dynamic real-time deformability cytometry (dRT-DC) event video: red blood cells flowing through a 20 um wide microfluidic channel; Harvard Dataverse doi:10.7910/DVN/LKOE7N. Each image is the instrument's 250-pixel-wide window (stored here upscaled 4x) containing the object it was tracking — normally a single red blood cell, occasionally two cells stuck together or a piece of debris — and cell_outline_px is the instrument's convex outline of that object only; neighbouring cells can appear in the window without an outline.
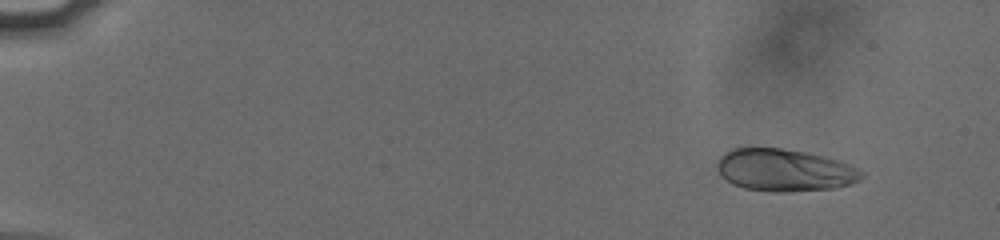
{"species": "human", "species_latin": "Homo sapiens", "temperature_condition": "cold", "stored_images_in_passage": 56, "camera_frame_rate_fps": 3000, "um_per_image_px": 0.085, "donor": {"sex": "male"}, "frame": {"image": 1, "passage_image": 6, "time_ms": 1.667, "image_size_px": [1000, 240], "cell_outline_px": [[864, 176], [860, 180], [852, 184], [836, 188], [784, 192], [776, 192], [744, 188], [732, 184], [720, 176], [716, 168], [716, 160], [724, 152], [732, 148], [780, 148], [808, 152], [840, 160], [864, 172]], "centroid_in_image_um": [66.67, 14.46], "position_along_channel_um": 18.3, "area_um2": 36.07}}
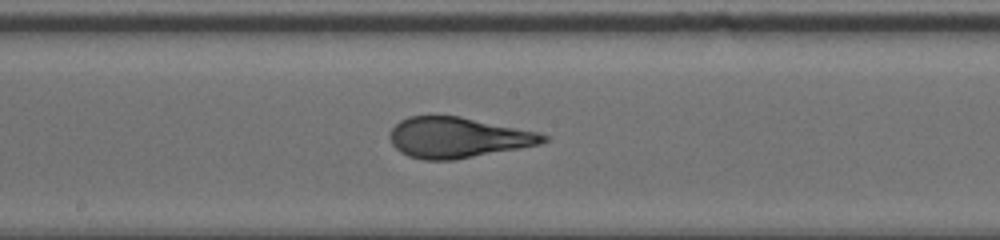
{"frame": {"image": 2, "passage_image": 32, "time_ms": 10.333, "image_size_px": [1000, 240], "cell_outline_px": [[548, 140], [540, 144], [520, 148], [456, 160], [424, 160], [408, 156], [400, 152], [392, 144], [388, 136], [392, 128], [400, 120], [408, 116], [460, 116], [540, 132], [548, 136]], "centroid_in_image_um": [38.91, 11.69], "position_along_channel_um": 209.3, "area_um2": 36.47}}
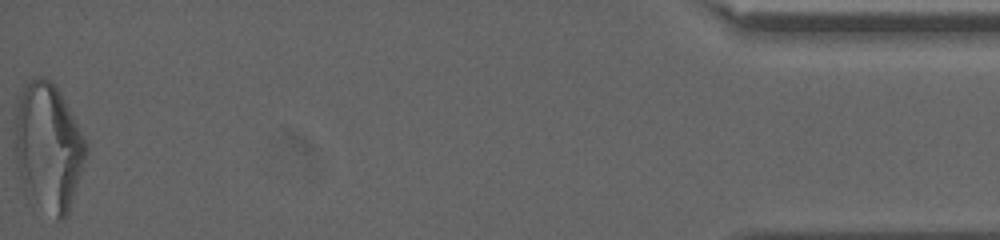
{"frame": {"image": 3, "passage_image": 56, "time_ms": 18.333, "image_size_px": [1000, 240], "cell_outline_px": [[88, 152], [68, 212], [64, 220], [56, 220], [28, 200], [24, 192], [16, 160], [16, 96], [24, 84], [40, 76], [44, 76], [56, 88], [64, 100], [84, 136], [88, 144]], "centroid_in_image_um": [4.09, 12.56], "position_along_channel_um": 431.1, "area_um2": 53.29}, "authors_computed_cell_mechanics": {"area_um2": 36.2406, "velocity_mm_per_s": 3.8217, "shape_relaxation_time_tau1_ms": 5.9312, "shape_relaxation_time_tau2_ms": null, "deformation_change_tau1": 0.2174, "deformation_change_tau2": null}}